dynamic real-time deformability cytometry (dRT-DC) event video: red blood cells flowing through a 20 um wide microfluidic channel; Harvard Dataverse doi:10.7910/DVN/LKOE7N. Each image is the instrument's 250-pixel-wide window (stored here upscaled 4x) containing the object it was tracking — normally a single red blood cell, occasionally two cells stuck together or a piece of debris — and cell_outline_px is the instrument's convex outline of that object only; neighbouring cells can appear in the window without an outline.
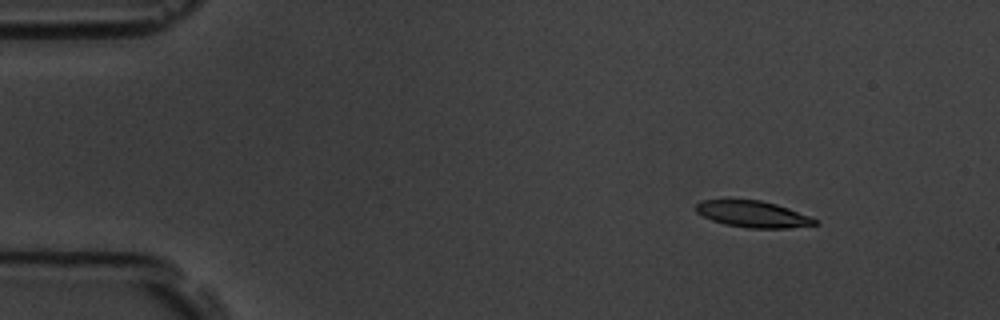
{"species": "common noctule bat (a hibernating species)", "species_latin": "Nyctalus noctula", "temperature_condition": "room temperature", "stored_images_in_passage": 4, "camera_frame_rate_fps": 3000, "um_per_image_px": 0.085, "animal": {"sex": "male", "body_mass_g": 19.5, "forearm_length_mm": 54.6}, "frame": {"image": 1, "passage_image": 2, "time_ms": 1.0, "image_size_px": [1000, 320], "cell_outline_px": [[820, 224], [788, 228], [748, 228], [724, 224], [712, 220], [696, 212], [696, 204], [700, 200], [760, 200], [776, 204], [788, 208], [820, 220]], "centroid_in_image_um": [64.03, 18.21], "position_along_channel_um": 21.0, "area_um2": 18.32}}
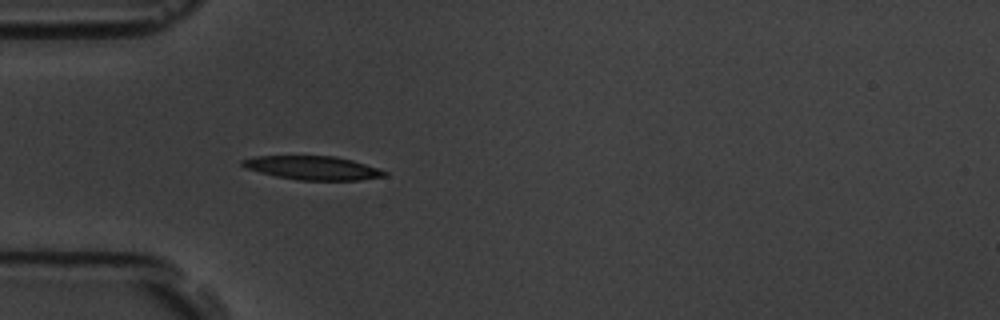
{"frame": {"image": 2, "passage_image": 4, "time_ms": 4.333, "image_size_px": [1000, 320], "cell_outline_px": [[388, 176], [360, 180], [300, 180], [276, 176], [244, 168], [240, 164], [240, 160], [256, 156], [336, 156], [352, 160], [388, 172]], "centroid_in_image_um": [26.57, 14.27], "position_along_channel_um": 58.4, "area_um2": 19.59}}